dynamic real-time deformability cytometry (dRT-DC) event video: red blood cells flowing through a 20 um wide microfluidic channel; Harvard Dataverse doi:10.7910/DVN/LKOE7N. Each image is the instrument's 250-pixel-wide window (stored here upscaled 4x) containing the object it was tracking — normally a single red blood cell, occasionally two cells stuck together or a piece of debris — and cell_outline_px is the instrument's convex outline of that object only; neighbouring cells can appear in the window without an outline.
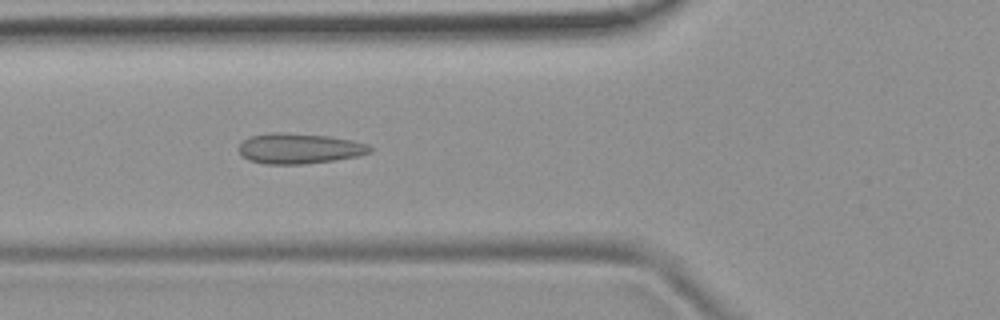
{"species": "common noctule bat (a hibernating species)", "species_latin": "Nyctalus noctula", "temperature_condition": "room temperature", "stored_images_in_passage": 52, "camera_frame_rate_fps": 3000, "um_per_image_px": 0.085, "animal": {"sex": "female", "body_mass_g": 19.9}, "frame": {"image": 1, "passage_image": 19, "time_ms": 6.0, "image_size_px": [1000, 320], "cell_outline_px": [[372, 152], [356, 156], [336, 160], [304, 164], [264, 164], [248, 160], [240, 156], [236, 148], [244, 140], [252, 136], [272, 132], [280, 132], [328, 136], [352, 140], [368, 144], [372, 148]], "centroid_in_image_um": [25.4, 12.63], "position_along_channel_um": 100.4, "area_um2": 23.41}}
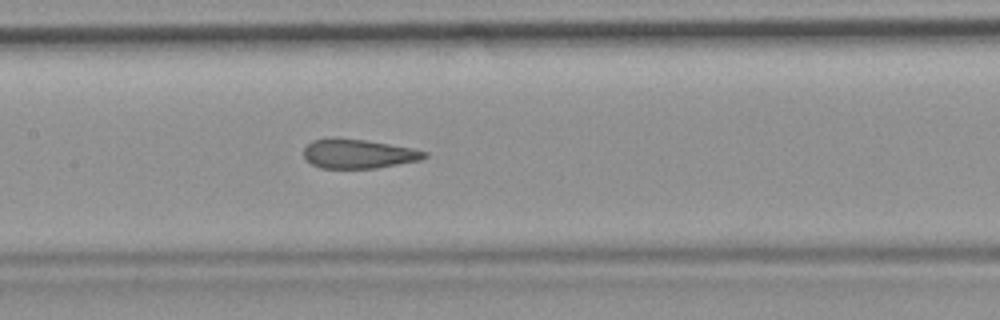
{"frame": {"image": 2, "passage_image": 25, "time_ms": 8.0, "image_size_px": [1000, 320], "cell_outline_px": [[428, 156], [420, 160], [376, 168], [320, 168], [312, 164], [304, 156], [304, 148], [312, 140], [364, 140], [412, 148], [428, 152]], "centroid_in_image_um": [30.5, 13.1], "position_along_channel_um": 176.9, "area_um2": 19.88}}
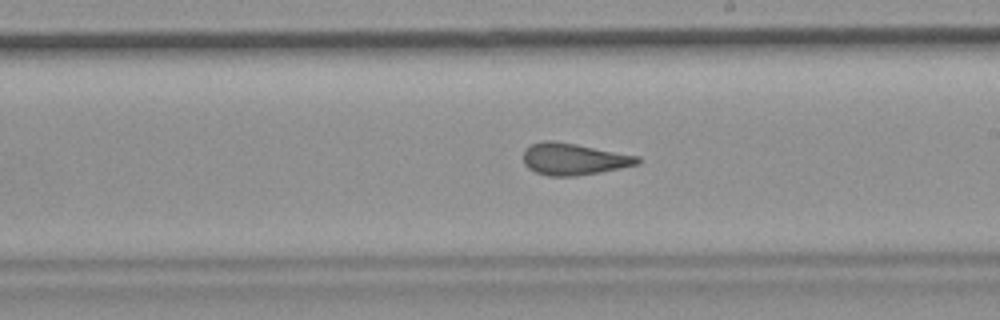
{"frame": {"image": 3, "passage_image": 30, "time_ms": 9.667, "image_size_px": [1000, 320], "cell_outline_px": [[644, 160], [640, 164], [600, 172], [576, 176], [548, 176], [536, 172], [528, 168], [524, 164], [524, 148], [532, 144], [544, 140], [552, 140], [576, 144], [640, 156]], "centroid_in_image_um": [48.8, 13.52], "position_along_channel_um": 240.2, "area_um2": 21.33}, "authors_computed_cell_mechanics": {"area_um2": 21.9351, "velocity_mm_per_s": 3.8213, "shape_relaxation_time_tau1_ms": null, "shape_relaxation_time_tau2_ms": 1.325, "deformation_change_tau1": null, "deformation_change_tau2": 0.0951}}